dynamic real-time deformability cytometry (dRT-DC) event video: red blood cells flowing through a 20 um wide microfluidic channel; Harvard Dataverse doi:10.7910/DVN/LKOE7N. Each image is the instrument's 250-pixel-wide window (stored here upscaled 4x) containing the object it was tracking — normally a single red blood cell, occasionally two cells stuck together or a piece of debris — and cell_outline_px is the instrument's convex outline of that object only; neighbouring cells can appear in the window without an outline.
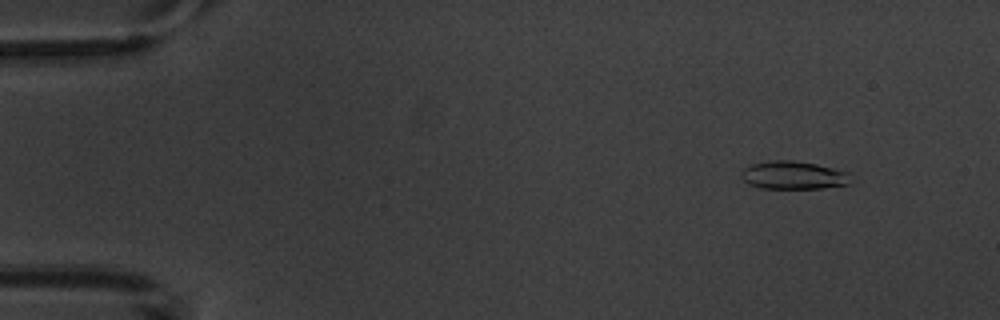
{"species": "common noctule bat (a hibernating species)", "species_latin": "Nyctalus noctula", "temperature_condition": "warm", "stored_images_in_passage": 3, "camera_frame_rate_fps": 3000, "um_per_image_px": 0.085, "animal": {"sex": "male", "body_mass_g": 20.1, "forearm_length_mm": 53.5}, "frame": {"image": 1, "passage_image": 2, "time_ms": 1.0, "image_size_px": [1000, 320], "cell_outline_px": [[848, 184], [820, 188], [760, 188], [748, 184], [740, 176], [740, 172], [744, 168], [752, 164], [768, 160], [792, 160], [816, 164], [848, 172]], "centroid_in_image_um": [67.36, 14.88], "position_along_channel_um": 17.6, "area_um2": 17.74}}